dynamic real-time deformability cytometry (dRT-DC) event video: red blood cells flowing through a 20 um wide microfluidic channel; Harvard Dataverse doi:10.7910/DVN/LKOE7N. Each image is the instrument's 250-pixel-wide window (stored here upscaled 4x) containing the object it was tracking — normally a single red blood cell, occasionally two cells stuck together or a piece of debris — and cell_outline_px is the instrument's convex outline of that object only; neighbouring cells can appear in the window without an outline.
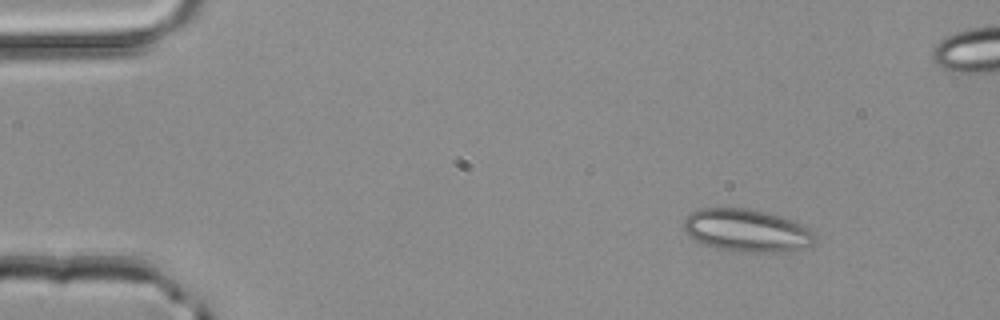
{"species": "common noctule bat (a hibernating species)", "species_latin": "Nyctalus noctula", "temperature_condition": "room temperature", "stored_images_in_passage": 3, "camera_frame_rate_fps": 3000, "um_per_image_px": 0.085, "animal": {"sex": "male", "body_mass_g": 20.4}, "frame": {"image": 1, "passage_image": 1, "time_ms": 0.0, "image_size_px": [1000, 320], "cell_outline_px": [[816, 240], [812, 244], [796, 252], [744, 252], [716, 248], [704, 244], [688, 236], [680, 228], [684, 216], [700, 208], [748, 208], [780, 216], [792, 220], [816, 232]], "centroid_in_image_um": [63.46, 19.6], "position_along_channel_um": 21.5, "area_um2": 33.23}}